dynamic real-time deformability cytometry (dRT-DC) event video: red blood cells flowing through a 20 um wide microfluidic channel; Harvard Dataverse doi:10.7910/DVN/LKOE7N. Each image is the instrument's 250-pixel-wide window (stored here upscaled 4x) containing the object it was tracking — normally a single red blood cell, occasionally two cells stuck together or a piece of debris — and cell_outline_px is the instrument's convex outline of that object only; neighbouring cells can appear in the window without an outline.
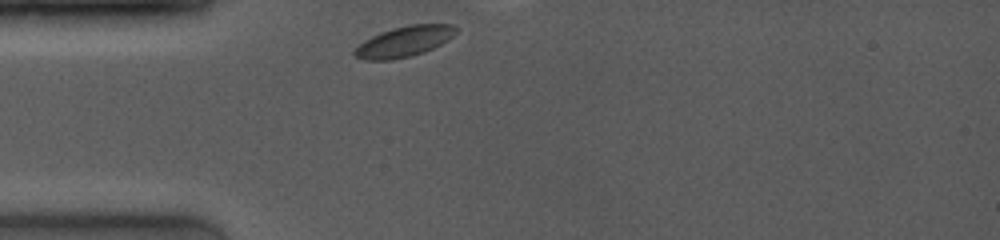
{"species": "common noctule bat (a hibernating species)", "species_latin": "Nyctalus noctula", "temperature_condition": "room temperature", "stored_images_in_passage": 23, "camera_frame_rate_fps": 4000, "um_per_image_px": 0.085, "animal": {"sex": "female", "body_mass_g": 19.0, "forearm_length_mm": 53.3}, "frame": {"image": 1, "passage_image": 1, "time_ms": 0.0, "image_size_px": [1000, 240], "cell_outline_px": [[456, 32], [448, 40], [424, 52], [412, 56], [392, 60], [364, 60], [352, 56], [352, 52], [364, 40], [380, 32], [392, 28], [408, 24], [452, 24], [456, 28]], "centroid_in_image_um": [34.31, 3.53], "position_along_channel_um": 50.7, "area_um2": 18.15}}